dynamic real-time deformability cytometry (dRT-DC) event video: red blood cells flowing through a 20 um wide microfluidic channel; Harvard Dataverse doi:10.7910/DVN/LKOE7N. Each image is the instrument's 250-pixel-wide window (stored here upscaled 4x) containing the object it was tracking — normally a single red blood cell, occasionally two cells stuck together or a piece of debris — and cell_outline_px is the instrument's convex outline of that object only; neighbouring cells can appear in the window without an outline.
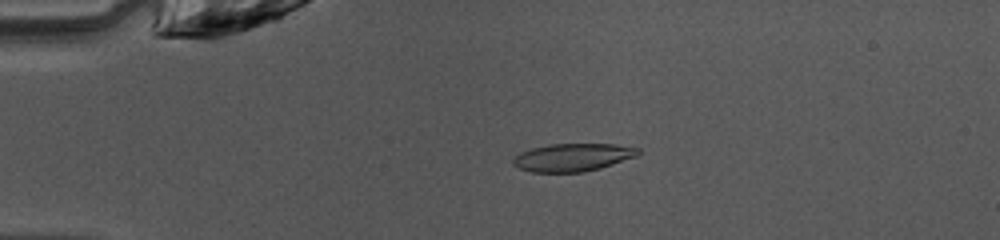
{"species": "common noctule bat (a hibernating species)", "species_latin": "Nyctalus noctula", "temperature_condition": "warm", "stored_images_in_passage": 50, "camera_frame_rate_fps": 3000, "um_per_image_px": 0.085, "animal": {"sex": "female", "body_mass_g": 10.0, "forearm_length_mm": 53.1}, "frame": {"image": 1, "passage_image": 11, "time_ms": 3.333, "image_size_px": [1000, 240], "cell_outline_px": [[640, 152], [636, 156], [600, 168], [584, 172], [532, 172], [520, 168], [512, 164], [512, 160], [520, 152], [532, 148], [548, 144], [616, 144], [640, 148]], "centroid_in_image_um": [48.68, 13.37], "position_along_channel_um": 36.3, "area_um2": 20.23}}
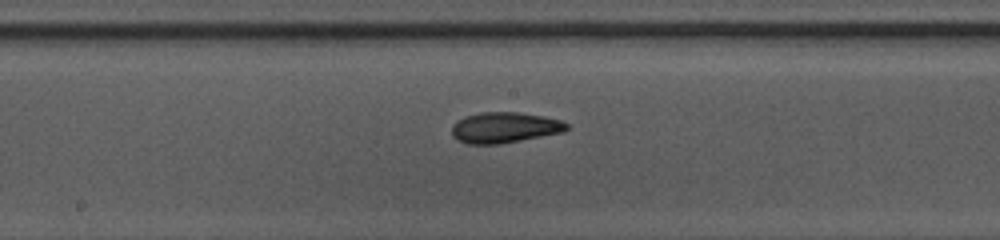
{"frame": {"image": 2, "passage_image": 26, "time_ms": 8.333, "image_size_px": [1000, 240], "cell_outline_px": [[568, 128], [564, 132], [500, 144], [468, 144], [456, 140], [452, 136], [452, 124], [456, 120], [464, 116], [480, 112], [520, 112], [544, 116], [560, 120], [568, 124]], "centroid_in_image_um": [42.85, 10.84], "position_along_channel_um": 205.3, "area_um2": 20.81}}
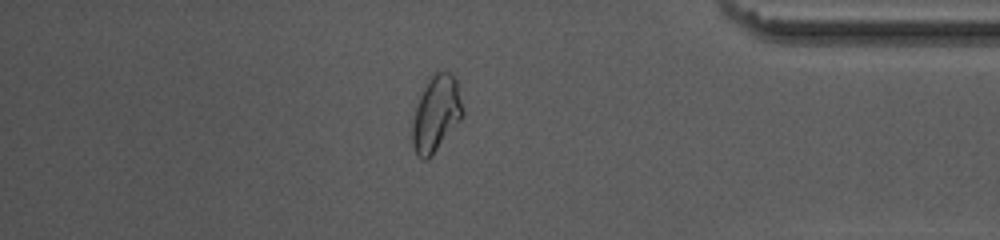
{"frame": {"image": 3, "passage_image": 42, "time_ms": 13.667, "image_size_px": [1000, 240], "cell_outline_px": [[464, 116], [428, 160], [424, 160], [416, 156], [412, 144], [412, 120], [420, 96], [428, 76], [432, 72], [452, 72], [456, 80], [464, 112]], "centroid_in_image_um": [37.06, 9.66], "position_along_channel_um": 398.1, "area_um2": 22.48}}